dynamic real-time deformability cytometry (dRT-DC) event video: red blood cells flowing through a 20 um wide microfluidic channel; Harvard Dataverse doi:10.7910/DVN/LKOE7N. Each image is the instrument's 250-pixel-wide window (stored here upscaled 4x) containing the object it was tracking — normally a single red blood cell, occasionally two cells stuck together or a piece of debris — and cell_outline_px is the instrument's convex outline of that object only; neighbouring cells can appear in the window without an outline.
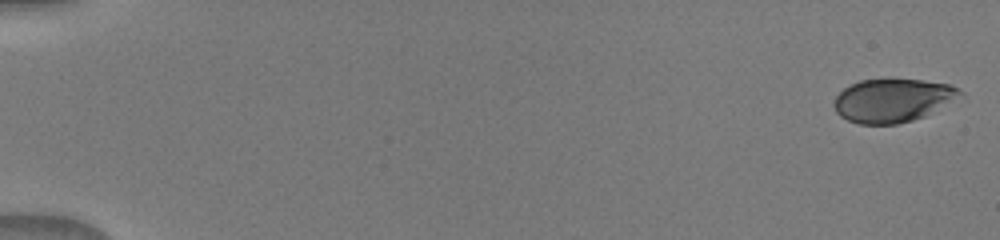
{"species": "human", "species_latin": "Homo sapiens", "temperature_condition": "warm", "stored_images_in_passage": 51, "camera_frame_rate_fps": 3000, "um_per_image_px": 0.085, "donor": {"sex": "male"}, "frame": {"image": 1, "passage_image": 1, "time_ms": 0.0, "image_size_px": [1000, 240], "cell_outline_px": [[964, 96], [924, 116], [912, 120], [896, 124], [860, 124], [848, 120], [840, 116], [836, 112], [832, 104], [836, 96], [844, 88], [860, 80], [892, 76], [924, 80], [948, 84], [964, 92]], "centroid_in_image_um": [75.88, 8.49], "position_along_channel_um": 9.1, "area_um2": 32.66}}
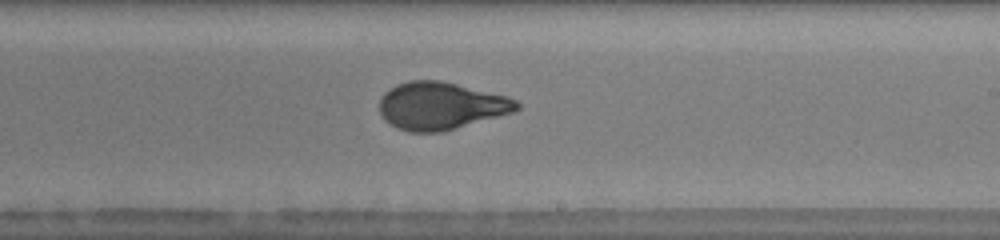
{"frame": {"image": 2, "passage_image": 32, "time_ms": 10.333, "image_size_px": [1000, 240], "cell_outline_px": [[520, 108], [512, 112], [444, 132], [408, 132], [396, 128], [380, 112], [380, 100], [384, 92], [396, 84], [408, 80], [440, 80], [508, 96], [516, 100], [520, 104]], "centroid_in_image_um": [37.48, 8.99], "position_along_channel_um": 251.5, "area_um2": 37.92}}
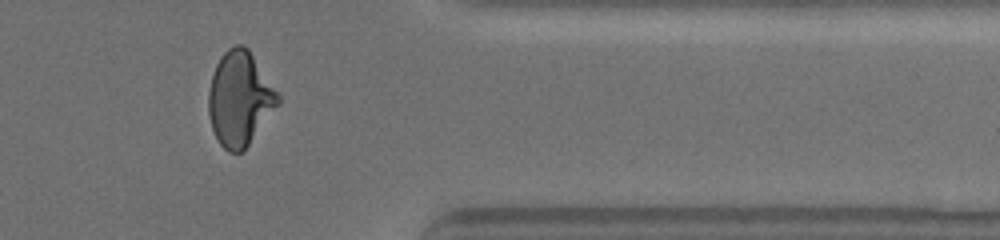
{"frame": {"image": 3, "passage_image": 43, "time_ms": 14.0, "image_size_px": [1000, 240], "cell_outline_px": [[280, 104], [244, 152], [228, 152], [220, 144], [212, 128], [208, 112], [208, 92], [212, 76], [216, 64], [220, 56], [228, 48], [236, 44], [244, 44], [248, 48], [280, 96]], "centroid_in_image_um": [20.38, 8.4], "position_along_channel_um": 391.0, "area_um2": 38.38}}